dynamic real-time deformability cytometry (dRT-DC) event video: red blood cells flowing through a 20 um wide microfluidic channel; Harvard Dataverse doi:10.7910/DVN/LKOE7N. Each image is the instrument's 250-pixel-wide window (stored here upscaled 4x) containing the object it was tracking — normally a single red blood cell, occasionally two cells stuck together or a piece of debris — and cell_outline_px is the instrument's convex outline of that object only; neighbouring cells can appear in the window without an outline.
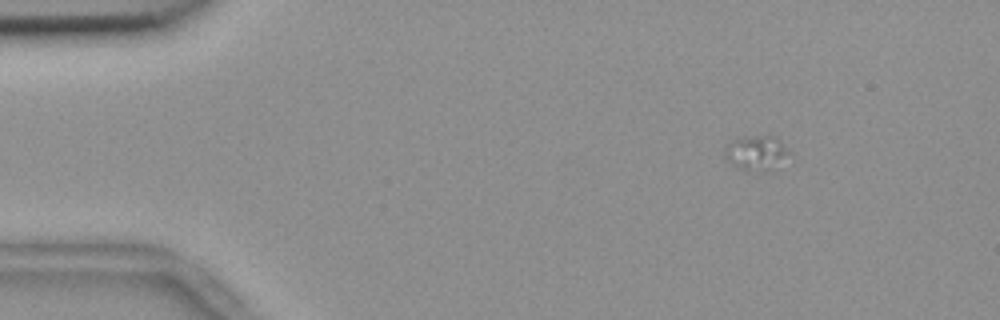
{"species": "common noctule bat (a hibernating species)", "species_latin": "Nyctalus noctula", "temperature_condition": "room temperature", "stored_images_in_passage": 18, "camera_frame_rate_fps": 3000, "um_per_image_px": 0.085, "animal": {"sex": "female", "body_mass_g": 18.4}, "frame": {"image": 1, "passage_image": 1, "time_ms": 0.0, "image_size_px": [1000, 320], "cell_outline_px": [[792, 152], [764, 172], [748, 172], [732, 164], [724, 156], [724, 148], [736, 136], [776, 136]], "centroid_in_image_um": [64.23, 12.97], "position_along_channel_um": 20.8, "area_um2": 13.06}}